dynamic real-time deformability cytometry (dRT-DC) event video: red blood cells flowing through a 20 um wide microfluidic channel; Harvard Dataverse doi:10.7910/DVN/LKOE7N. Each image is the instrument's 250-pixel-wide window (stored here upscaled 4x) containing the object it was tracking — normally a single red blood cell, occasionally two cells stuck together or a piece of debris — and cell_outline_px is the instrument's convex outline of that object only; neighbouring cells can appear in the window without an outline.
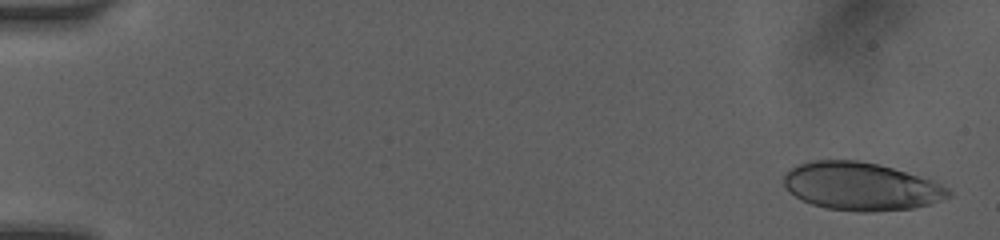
{"species": "human", "species_latin": "Homo sapiens", "temperature_condition": "room temperature", "stored_images_in_passage": 10, "camera_frame_rate_fps": 3000, "um_per_image_px": 0.085, "donor": {"sex": "female"}, "frame": {"image": 1, "passage_image": 2, "time_ms": 0.333, "image_size_px": [1000, 240], "cell_outline_px": [[952, 196], [928, 204], [912, 208], [872, 212], [856, 212], [828, 208], [812, 204], [788, 192], [784, 188], [784, 172], [800, 164], [812, 160], [856, 160], [880, 164], [932, 180], [948, 188], [952, 192]], "centroid_in_image_um": [73.17, 15.84], "position_along_channel_um": 11.8, "area_um2": 46.01}}
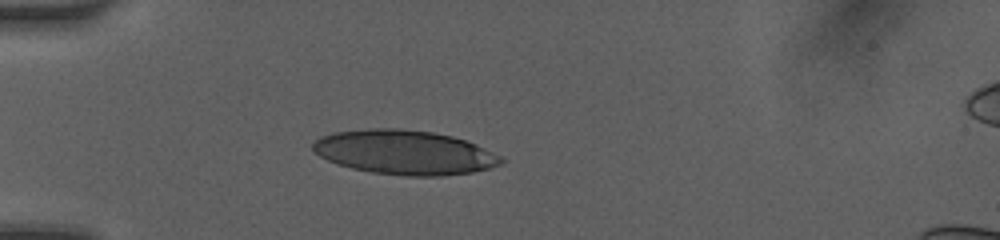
{"frame": {"image": 2, "passage_image": 8, "time_ms": 4.667, "image_size_px": [1000, 240], "cell_outline_px": [[504, 160], [500, 164], [488, 168], [472, 172], [440, 176], [404, 176], [372, 172], [352, 168], [328, 160], [320, 156], [312, 148], [312, 144], [320, 136], [336, 132], [372, 128], [400, 128], [432, 132], [452, 136], [476, 144], [504, 156]], "centroid_in_image_um": [34.42, 12.95], "position_along_channel_um": 50.6, "area_um2": 48.55}}
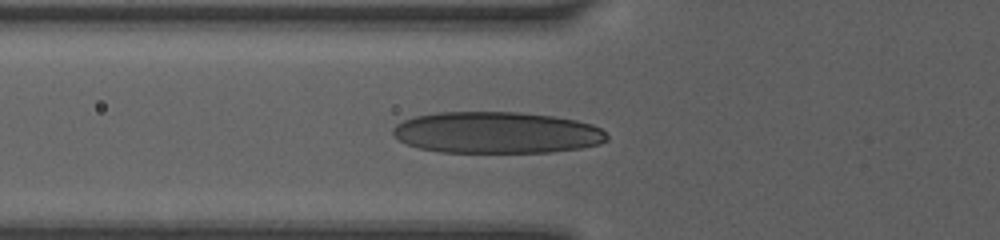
{"frame": {"image": 3, "passage_image": 10, "time_ms": 6.0, "image_size_px": [1000, 240], "cell_outline_px": [[608, 140], [600, 144], [580, 148], [552, 152], [440, 152], [420, 148], [408, 144], [392, 136], [392, 128], [396, 124], [404, 120], [416, 116], [440, 112], [520, 112], [552, 116], [576, 120], [592, 124], [600, 128], [608, 136]], "centroid_in_image_um": [42.22, 11.27], "position_along_channel_um": 83.6, "area_um2": 51.9}}